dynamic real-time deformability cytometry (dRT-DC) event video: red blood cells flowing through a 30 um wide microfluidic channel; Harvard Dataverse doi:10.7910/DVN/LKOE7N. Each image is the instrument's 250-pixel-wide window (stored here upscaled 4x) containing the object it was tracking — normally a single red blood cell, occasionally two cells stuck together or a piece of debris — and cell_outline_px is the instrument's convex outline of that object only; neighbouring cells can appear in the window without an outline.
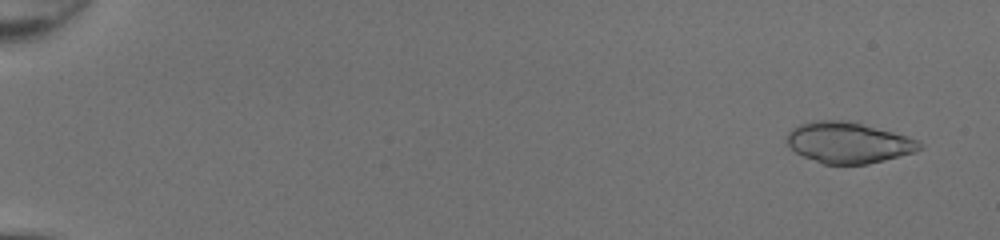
{"species": "common noctule bat (a hibernating species)", "species_latin": "Nyctalus noctula", "temperature_condition": "room temperature", "stored_images_in_passage": 49, "camera_frame_rate_fps": 3000, "um_per_image_px": 0.085, "animal": {"sex": "female", "body_mass_g": 20.0, "forearm_length_mm": 54.0}, "frame": {"image": 1, "passage_image": 3, "time_ms": 0.667, "image_size_px": [1000, 240], "cell_outline_px": [[924, 148], [916, 152], [868, 164], [824, 164], [804, 156], [796, 152], [788, 144], [788, 132], [792, 128], [800, 124], [812, 120], [856, 120], [908, 136], [924, 144]], "centroid_in_image_um": [72.18, 12.09], "position_along_channel_um": 12.8, "area_um2": 32.14}}
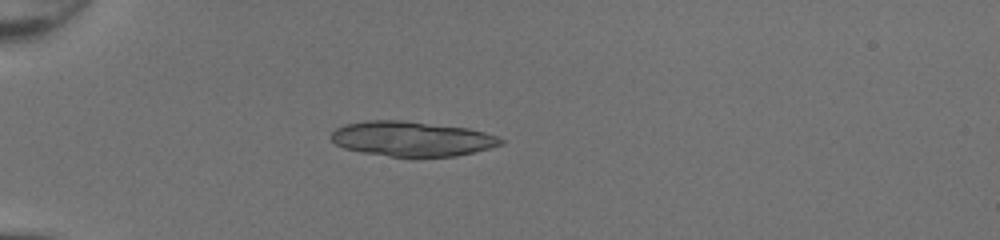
{"frame": {"image": 2, "passage_image": 16, "time_ms": 5.0, "image_size_px": [1000, 240], "cell_outline_px": [[504, 144], [456, 156], [388, 156], [364, 152], [344, 148], [336, 144], [332, 140], [332, 132], [336, 128], [344, 124], [368, 120], [404, 120], [468, 128], [484, 132], [496, 136], [504, 140]], "centroid_in_image_um": [35.0, 11.78], "position_along_channel_um": 50.0, "area_um2": 34.22}}
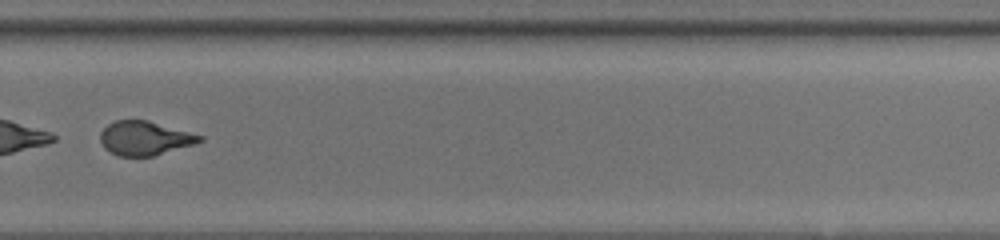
{"frame": {"image": 3, "passage_image": 37, "time_ms": 12.0, "image_size_px": [1000, 240], "cell_outline_px": [[204, 140], [196, 144], [152, 156], [120, 156], [104, 148], [100, 140], [100, 132], [108, 124], [116, 120], [148, 120], [204, 136]], "centroid_in_image_um": [12.32, 11.74], "position_along_channel_um": 317.5, "area_um2": 19.71}}